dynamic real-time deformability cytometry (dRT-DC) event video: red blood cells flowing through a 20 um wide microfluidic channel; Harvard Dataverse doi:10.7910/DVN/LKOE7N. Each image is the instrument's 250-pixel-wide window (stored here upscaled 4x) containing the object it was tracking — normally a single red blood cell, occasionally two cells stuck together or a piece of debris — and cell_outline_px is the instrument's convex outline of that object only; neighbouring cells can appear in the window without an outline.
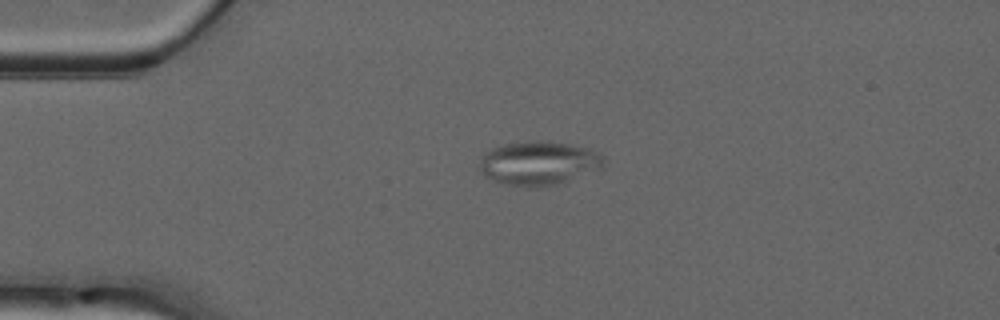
{"species": "common noctule bat (a hibernating species)", "species_latin": "Nyctalus noctula", "temperature_condition": "warm", "stored_images_in_passage": 40, "camera_frame_rate_fps": 3000, "um_per_image_px": 0.085, "animal": {"sex": "male", "forearm_length_mm": 52.5}, "frame": {"image": 1, "passage_image": 1, "time_ms": 0.0, "image_size_px": [1000, 320], "cell_outline_px": [[604, 168], [556, 184], [536, 188], [528, 188], [504, 184], [484, 176], [480, 172], [480, 160], [492, 148], [504, 144], [532, 140], [548, 140], [588, 148], [600, 152], [604, 156]], "centroid_in_image_um": [45.82, 13.87], "position_along_channel_um": 39.2, "area_um2": 32.08}}
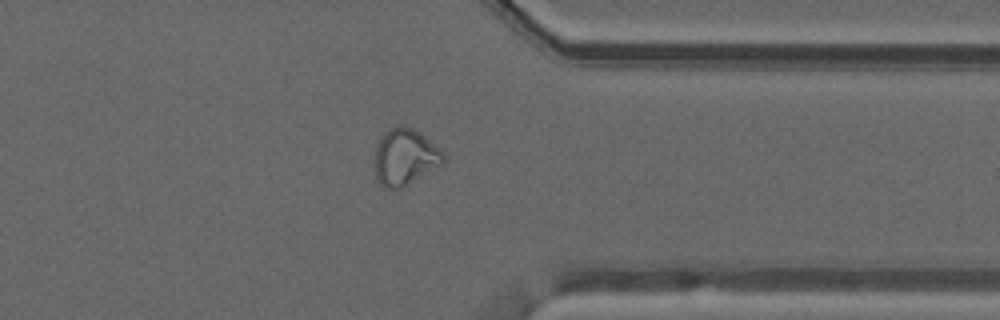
{"frame": {"image": 2, "passage_image": 29, "time_ms": 9.333, "image_size_px": [1000, 320], "cell_outline_px": [[444, 164], [408, 184], [400, 188], [384, 188], [376, 180], [372, 164], [376, 144], [380, 136], [388, 128], [396, 124], [404, 124], [420, 132], [440, 148], [444, 152]], "centroid_in_image_um": [34.37, 13.32], "position_along_channel_um": 377.0, "area_um2": 23.41}}
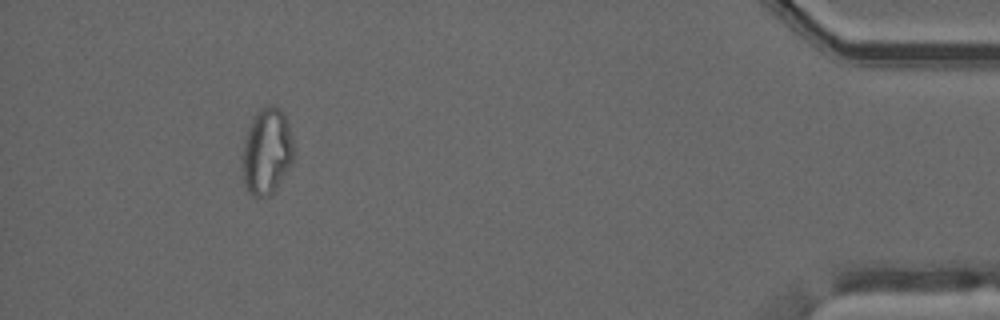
{"frame": {"image": 3, "passage_image": 36, "time_ms": 11.667, "image_size_px": [1000, 320], "cell_outline_px": [[292, 164], [272, 192], [268, 196], [252, 196], [248, 192], [244, 184], [240, 168], [240, 156], [244, 140], [252, 120], [256, 112], [260, 108], [272, 104], [280, 108], [284, 112], [288, 124], [292, 140]], "centroid_in_image_um": [22.62, 12.86], "position_along_channel_um": 412.6, "area_um2": 26.07}, "authors_computed_cell_mechanics": {"area_um2": 23.6113, "velocity_mm_per_s": 4.0017, "shape_relaxation_time_tau1_ms": null, "shape_relaxation_time_tau2_ms": 1.7359, "deformation_change_tau1": null, "deformation_change_tau2": 0.0713}}